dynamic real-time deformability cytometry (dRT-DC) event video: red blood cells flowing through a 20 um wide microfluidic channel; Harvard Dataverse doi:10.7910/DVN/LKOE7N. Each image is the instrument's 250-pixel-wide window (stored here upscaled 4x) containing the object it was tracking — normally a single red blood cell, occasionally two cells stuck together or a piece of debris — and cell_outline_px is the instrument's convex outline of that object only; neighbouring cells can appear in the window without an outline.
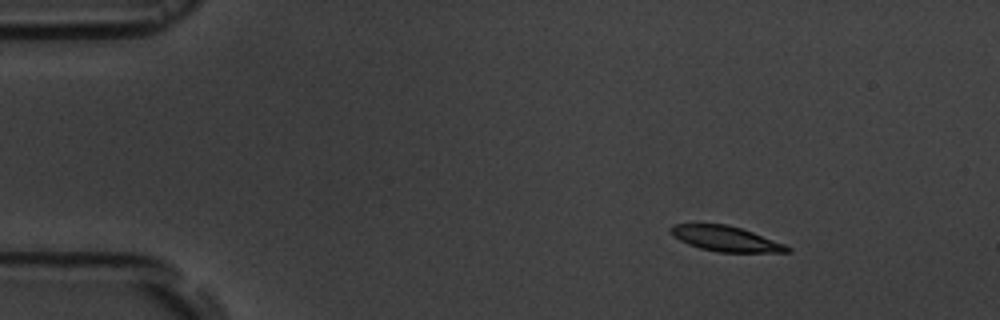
{"species": "common noctule bat (a hibernating species)", "species_latin": "Nyctalus noctula", "temperature_condition": "room temperature", "stored_images_in_passage": 6, "camera_frame_rate_fps": 3000, "um_per_image_px": 0.085, "animal": {"sex": "male", "body_mass_g": 19.5, "forearm_length_mm": 54.6}, "frame": {"image": 1, "passage_image": 2, "time_ms": 1.333, "image_size_px": [1000, 320], "cell_outline_px": [[792, 252], [716, 252], [700, 248], [688, 244], [680, 240], [668, 232], [668, 228], [672, 224], [728, 224], [752, 232], [784, 244], [792, 248]], "centroid_in_image_um": [61.65, 20.29], "position_along_channel_um": 23.4, "area_um2": 17.11}}
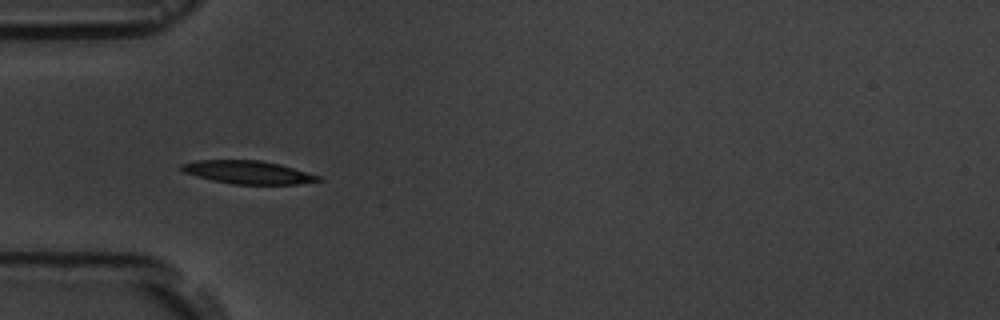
{"frame": {"image": 2, "passage_image": 5, "time_ms": 4.667, "image_size_px": [1000, 320], "cell_outline_px": [[324, 180], [296, 184], [232, 184], [212, 180], [196, 176], [184, 172], [180, 168], [180, 164], [196, 160], [260, 160], [280, 164], [320, 176]], "centroid_in_image_um": [21.06, 14.64], "position_along_channel_um": 63.9, "area_um2": 18.38}}
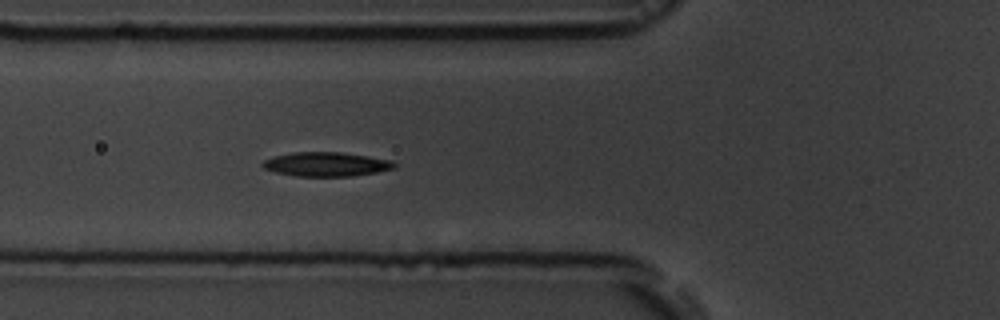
{"frame": {"image": 3, "passage_image": 6, "time_ms": 5.667, "image_size_px": [1000, 320], "cell_outline_px": [[396, 168], [376, 172], [352, 176], [296, 176], [276, 172], [264, 168], [260, 164], [264, 160], [276, 156], [292, 152], [340, 152], [368, 156], [392, 160], [396, 164]], "centroid_in_image_um": [27.75, 13.96], "position_along_channel_um": 98.1, "area_um2": 18.5}}